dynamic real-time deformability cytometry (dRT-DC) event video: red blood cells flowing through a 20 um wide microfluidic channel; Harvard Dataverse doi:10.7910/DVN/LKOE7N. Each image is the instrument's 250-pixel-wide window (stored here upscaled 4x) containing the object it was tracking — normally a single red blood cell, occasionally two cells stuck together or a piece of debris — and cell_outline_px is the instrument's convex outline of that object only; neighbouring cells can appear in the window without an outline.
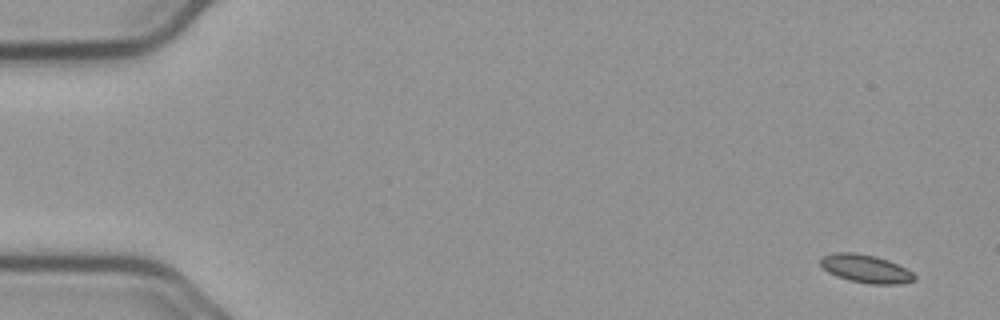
{"species": "common noctule bat (a hibernating species)", "species_latin": "Nyctalus noctula", "temperature_condition": "cold", "stored_images_in_passage": 55, "camera_frame_rate_fps": 3000, "um_per_image_px": 0.085, "animal": {"sex": "male", "body_mass_g": 23.1, "forearm_length_mm": 52.7}, "frame": {"image": 1, "passage_image": 1, "time_ms": 0.0, "image_size_px": [1000, 320], "cell_outline_px": [[916, 280], [900, 284], [868, 284], [848, 280], [836, 276], [828, 272], [820, 264], [820, 256], [832, 252], [852, 252], [876, 256], [888, 260], [912, 272], [916, 276]], "centroid_in_image_um": [73.55, 22.84], "position_along_channel_um": 11.4, "area_um2": 15.55}}
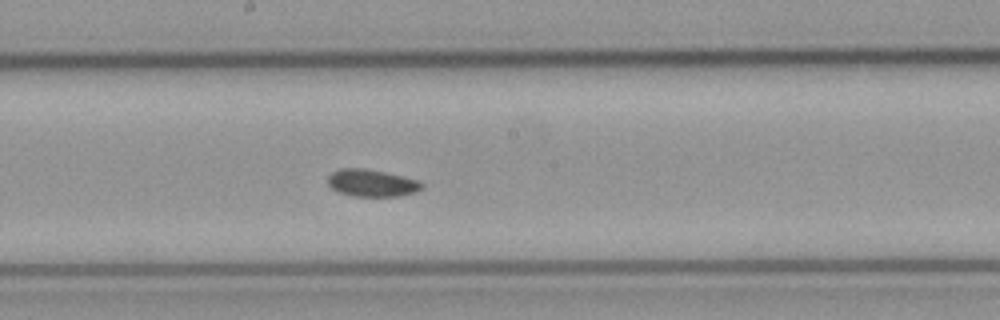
{"frame": {"image": 2, "passage_image": 29, "time_ms": 9.333, "image_size_px": [1000, 320], "cell_outline_px": [[424, 188], [416, 192], [400, 196], [352, 196], [340, 192], [332, 188], [328, 184], [328, 176], [332, 172], [340, 168], [364, 168], [384, 172], [420, 180], [424, 184]], "centroid_in_image_um": [31.64, 15.55], "position_along_channel_um": 216.6, "area_um2": 14.97}}
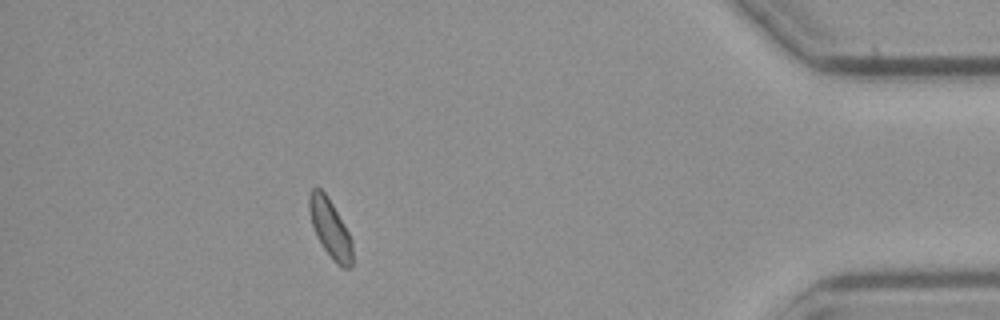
{"frame": {"image": 3, "passage_image": 49, "time_ms": 16.0, "image_size_px": [1000, 320], "cell_outline_px": [[352, 268], [344, 268], [336, 264], [324, 248], [316, 236], [312, 224], [308, 208], [308, 196], [312, 188], [320, 188], [324, 192], [332, 204], [344, 224], [352, 240]], "centroid_in_image_um": [28.06, 19.43], "position_along_channel_um": 407.1, "area_um2": 14.62}}